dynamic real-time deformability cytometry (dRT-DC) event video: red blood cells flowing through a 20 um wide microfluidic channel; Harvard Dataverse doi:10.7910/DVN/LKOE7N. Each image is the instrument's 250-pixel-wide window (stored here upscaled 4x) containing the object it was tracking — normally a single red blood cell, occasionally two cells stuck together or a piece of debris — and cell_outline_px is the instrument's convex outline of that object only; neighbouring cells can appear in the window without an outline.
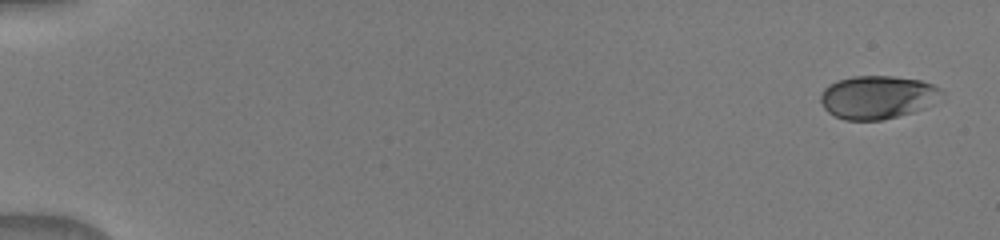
{"species": "human", "species_latin": "Homo sapiens", "temperature_condition": "warm", "stored_images_in_passage": 31, "camera_frame_rate_fps": 3000, "um_per_image_px": 0.085, "donor": {"sex": "male"}, "frame": {"image": 1, "passage_image": 1, "time_ms": 0.0, "image_size_px": [1000, 240], "cell_outline_px": [[944, 92], [924, 108], [912, 112], [880, 120], [844, 120], [828, 112], [824, 108], [820, 100], [820, 96], [824, 88], [828, 84], [836, 80], [852, 76], [892, 76], [920, 80], [932, 84], [940, 88]], "centroid_in_image_um": [74.53, 8.25], "position_along_channel_um": 10.5, "area_um2": 30.29}}
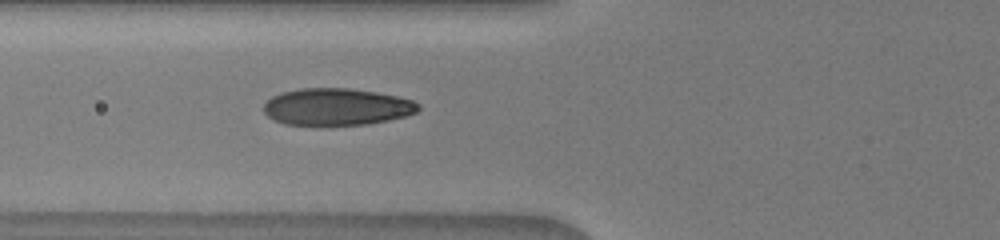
{"frame": {"image": 2, "passage_image": 13, "time_ms": 6.333, "image_size_px": [1000, 240], "cell_outline_px": [[420, 108], [416, 112], [404, 116], [388, 120], [368, 124], [284, 124], [268, 116], [264, 112], [264, 104], [272, 96], [280, 92], [300, 88], [348, 88], [376, 92], [396, 96], [412, 100], [420, 104]], "centroid_in_image_um": [28.62, 9.06], "position_along_channel_um": 97.2, "area_um2": 33.0}}
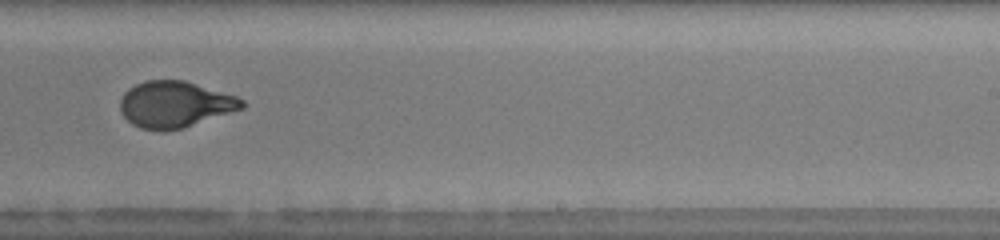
{"frame": {"image": 3, "passage_image": 25, "time_ms": 10.667, "image_size_px": [1000, 240], "cell_outline_px": [[244, 108], [184, 128], [140, 128], [132, 124], [120, 112], [120, 100], [124, 92], [128, 88], [144, 80], [184, 80], [236, 96], [244, 100]], "centroid_in_image_um": [14.86, 8.84], "position_along_channel_um": 274.1, "area_um2": 32.43}}